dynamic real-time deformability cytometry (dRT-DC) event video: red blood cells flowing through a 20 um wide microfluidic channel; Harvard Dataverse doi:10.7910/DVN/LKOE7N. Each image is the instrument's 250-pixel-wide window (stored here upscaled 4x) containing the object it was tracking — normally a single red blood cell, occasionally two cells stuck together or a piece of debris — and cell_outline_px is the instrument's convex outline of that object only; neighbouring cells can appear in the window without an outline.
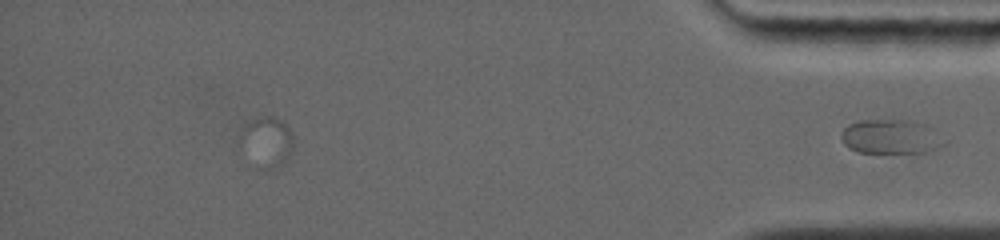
{"species": "common noctule bat (a hibernating species)", "species_latin": "Nyctalus noctula", "temperature_condition": "warm", "stored_images_in_passage": 37, "segment_of_instrument_passage": [2, 2], "camera_frame_rate_fps": 5000, "um_per_image_px": 0.085, "animal": {"sex": "female", "body_mass_g": 19.0, "forearm_length_mm": 56.7}, "frame": {"image": 1, "passage_image": 37, "time_ms": 12.8, "image_size_px": [1000, 240], "cell_outline_px": [[932, 148], [924, 152], [856, 152], [848, 148], [844, 144], [840, 136], [840, 132], [848, 124], [860, 120], [912, 120], [924, 124], [928, 128]], "centroid_in_image_um": [75.36, 11.59], "position_along_channel_um": 359.8, "area_um2": 19.02}}